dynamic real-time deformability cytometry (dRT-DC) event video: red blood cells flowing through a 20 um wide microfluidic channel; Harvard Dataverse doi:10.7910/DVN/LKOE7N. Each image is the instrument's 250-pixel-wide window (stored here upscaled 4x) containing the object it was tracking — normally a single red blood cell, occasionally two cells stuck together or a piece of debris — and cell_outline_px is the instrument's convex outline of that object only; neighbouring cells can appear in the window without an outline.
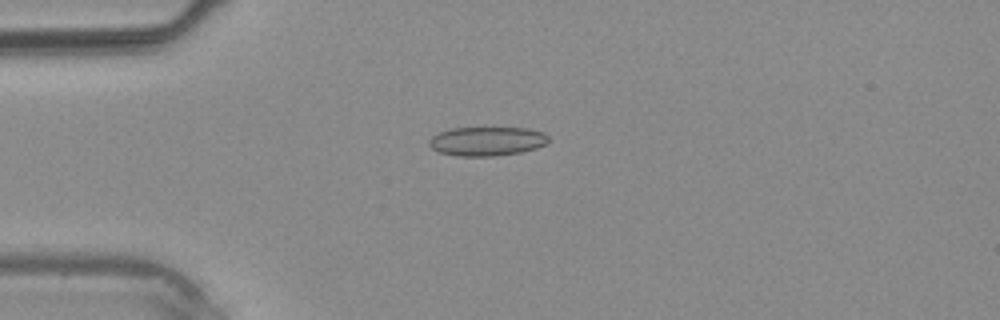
{"species": "common noctule bat (a hibernating species)", "species_latin": "Nyctalus noctula", "temperature_condition": "warm", "stored_images_in_passage": 39, "camera_frame_rate_fps": 3000, "um_per_image_px": 0.085, "animal": {"sex": "male", "body_mass_g": 20.4}, "frame": {"image": 1, "passage_image": 10, "time_ms": 3.0, "image_size_px": [1000, 320], "cell_outline_px": [[548, 140], [544, 144], [536, 148], [520, 152], [496, 156], [456, 156], [440, 152], [432, 148], [428, 144], [428, 140], [432, 136], [440, 132], [452, 128], [528, 128], [544, 132], [548, 136]], "centroid_in_image_um": [41.38, 12.0], "position_along_channel_um": 43.6, "area_um2": 20.17}}
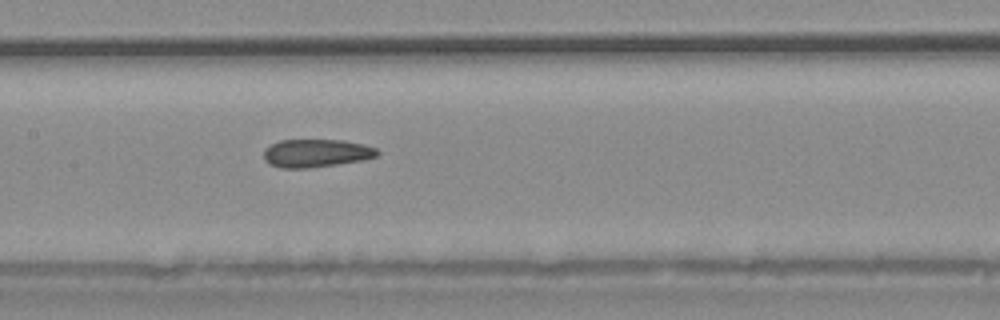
{"frame": {"image": 2, "passage_image": 19, "time_ms": 6.0, "image_size_px": [1000, 320], "cell_outline_px": [[380, 152], [376, 156], [364, 160], [308, 168], [280, 168], [268, 164], [264, 160], [264, 148], [280, 140], [344, 140], [376, 148]], "centroid_in_image_um": [26.84, 13.02], "position_along_channel_um": 180.6, "area_um2": 18.55}}
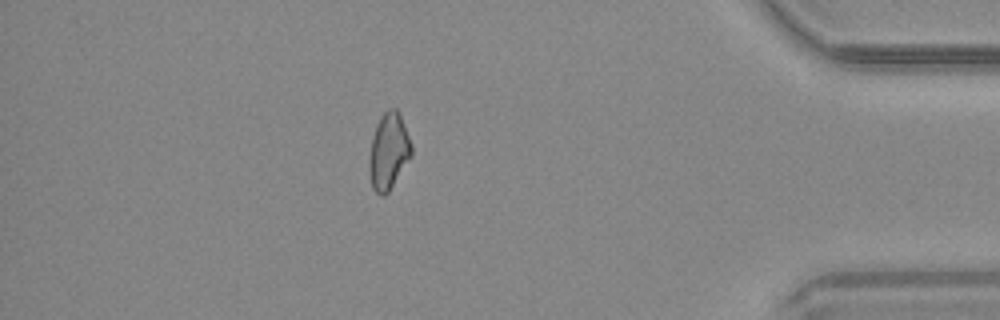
{"frame": {"image": 3, "passage_image": 34, "time_ms": 11.0, "image_size_px": [1000, 320], "cell_outline_px": [[412, 156], [388, 192], [384, 196], [380, 196], [372, 188], [368, 168], [368, 164], [372, 136], [376, 124], [380, 116], [388, 108], [396, 108], [400, 116], [412, 144]], "centroid_in_image_um": [33.02, 12.87], "position_along_channel_um": 402.2, "area_um2": 18.9}}